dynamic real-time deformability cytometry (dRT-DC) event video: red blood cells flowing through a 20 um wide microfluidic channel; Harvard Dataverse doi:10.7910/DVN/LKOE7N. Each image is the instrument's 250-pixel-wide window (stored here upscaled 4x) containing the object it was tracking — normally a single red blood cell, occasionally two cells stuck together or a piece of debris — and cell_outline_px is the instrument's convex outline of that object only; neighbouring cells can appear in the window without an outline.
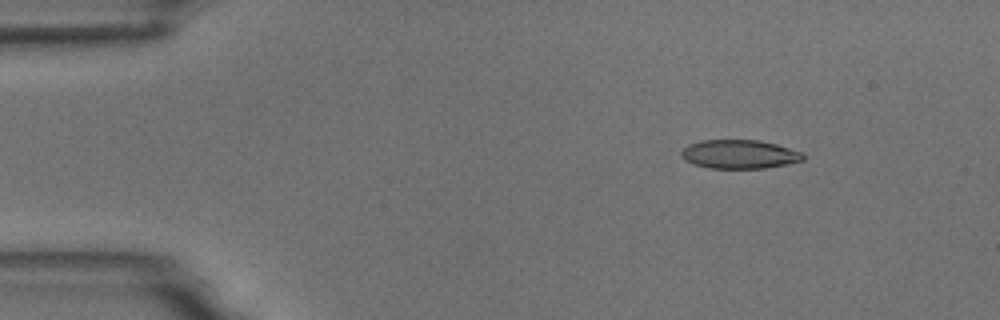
{"species": "common noctule bat (a hibernating species)", "species_latin": "Nyctalus noctula", "temperature_condition": "room temperature", "stored_images_in_passage": 5, "camera_frame_rate_fps": 3000, "um_per_image_px": 0.085, "animal": {"sex": "male", "body_mass_g": 18.8}, "frame": {"image": 1, "passage_image": 2, "time_ms": 1.333, "image_size_px": [1000, 320], "cell_outline_px": [[804, 160], [764, 168], [708, 168], [692, 164], [684, 160], [680, 156], [680, 152], [688, 144], [700, 140], [760, 140], [776, 144], [804, 152]], "centroid_in_image_um": [62.81, 13.1], "position_along_channel_um": 22.2, "area_um2": 20.58}}
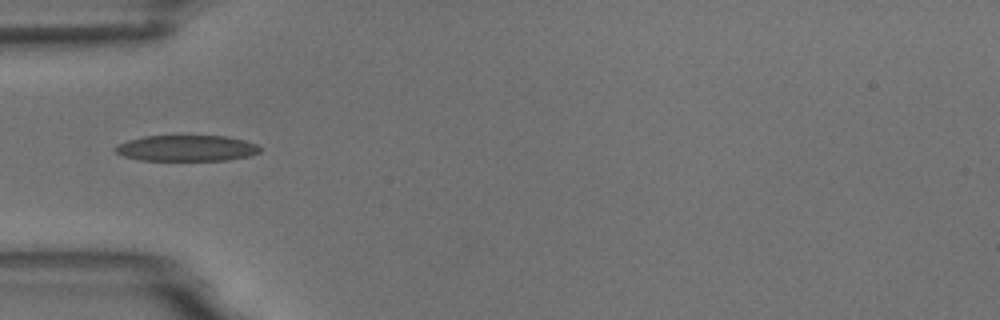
{"frame": {"image": 2, "passage_image": 5, "time_ms": 4.667, "image_size_px": [1000, 320], "cell_outline_px": [[260, 152], [248, 156], [228, 160], [140, 160], [124, 156], [116, 152], [112, 148], [128, 140], [144, 136], [228, 136], [244, 140], [256, 144], [260, 148]], "centroid_in_image_um": [15.86, 12.59], "position_along_channel_um": 69.1, "area_um2": 21.79}}